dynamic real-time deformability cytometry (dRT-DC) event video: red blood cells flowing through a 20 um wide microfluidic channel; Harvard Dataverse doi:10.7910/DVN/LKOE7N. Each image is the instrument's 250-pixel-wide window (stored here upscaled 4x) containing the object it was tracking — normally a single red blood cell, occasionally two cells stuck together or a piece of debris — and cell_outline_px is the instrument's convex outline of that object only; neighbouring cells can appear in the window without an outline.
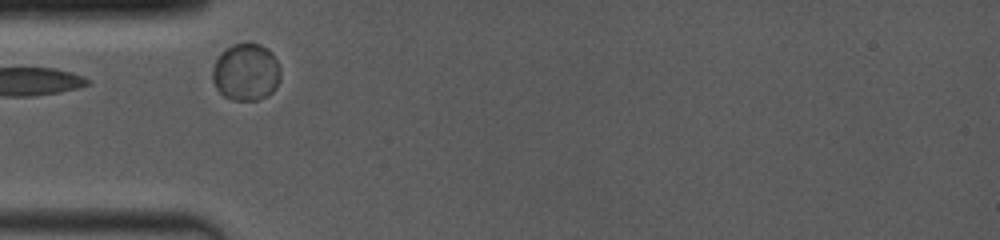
{"species": "common noctule bat (a hibernating species)", "species_latin": "Nyctalus noctula", "temperature_condition": "room temperature", "stored_images_in_passage": 22, "camera_frame_rate_fps": 4000, "um_per_image_px": 0.085, "animal": {"sex": "female", "body_mass_g": 19.0, "forearm_length_mm": 53.3}, "frame": {"image": 1, "passage_image": 1, "time_ms": 0.0, "image_size_px": [1000, 240], "cell_outline_px": [[280, 80], [276, 88], [272, 92], [256, 100], [232, 100], [224, 96], [216, 88], [212, 80], [212, 68], [216, 60], [232, 44], [248, 40], [260, 44], [268, 48], [272, 52], [280, 68]], "centroid_in_image_um": [20.92, 6.1], "position_along_channel_um": 64.1, "area_um2": 22.95}}